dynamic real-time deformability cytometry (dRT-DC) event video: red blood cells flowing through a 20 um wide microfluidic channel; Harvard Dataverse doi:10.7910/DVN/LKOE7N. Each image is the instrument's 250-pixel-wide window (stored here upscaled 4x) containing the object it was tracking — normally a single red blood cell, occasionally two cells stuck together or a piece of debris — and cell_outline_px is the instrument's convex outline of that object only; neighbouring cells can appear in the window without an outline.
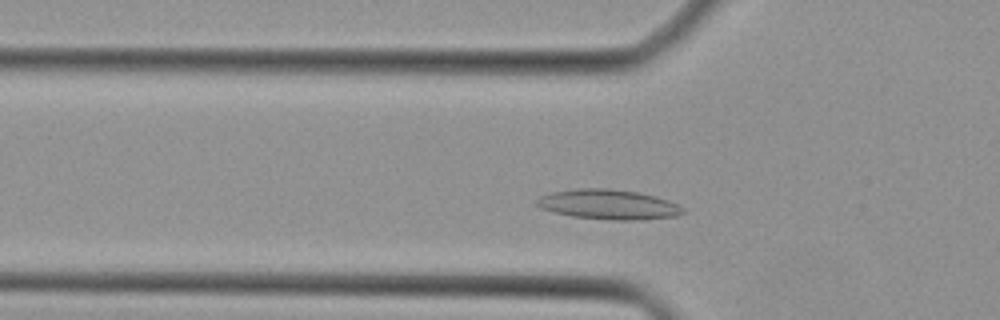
{"species": "Egyptian fruit bat (a non-hibernating species)", "species_latin": "Rousettus aegyptiacus", "temperature_condition": "cold", "stored_images_in_passage": 38, "segment_of_instrument_passage": [1, 2], "camera_frame_rate_fps": 3000, "um_per_image_px": 0.085, "animal": {"sex": "female"}, "frame": {"image": 1, "passage_image": 7, "time_ms": 2.0, "image_size_px": [1000, 320], "cell_outline_px": [[688, 212], [676, 216], [632, 220], [612, 220], [572, 216], [552, 212], [540, 208], [536, 204], [536, 200], [540, 196], [552, 192], [576, 188], [612, 188], [636, 192], [656, 196], [668, 200], [684, 208]], "centroid_in_image_um": [51.71, 17.37], "position_along_channel_um": 74.1, "area_um2": 25.55}}
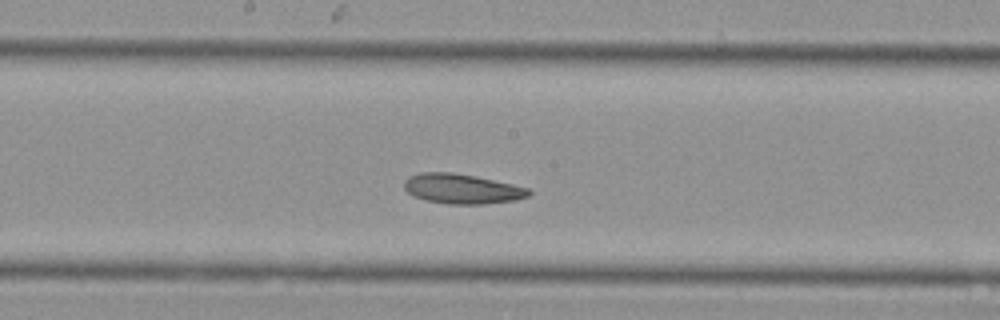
{"frame": {"image": 2, "passage_image": 16, "time_ms": 5.0, "image_size_px": [1000, 320], "cell_outline_px": [[532, 192], [528, 196], [516, 200], [484, 204], [448, 204], [428, 200], [416, 196], [408, 192], [404, 188], [404, 180], [408, 176], [420, 172], [452, 172], [476, 176], [512, 184], [528, 188]], "centroid_in_image_um": [39.27, 16.04], "position_along_channel_um": 208.9, "area_um2": 21.62}}
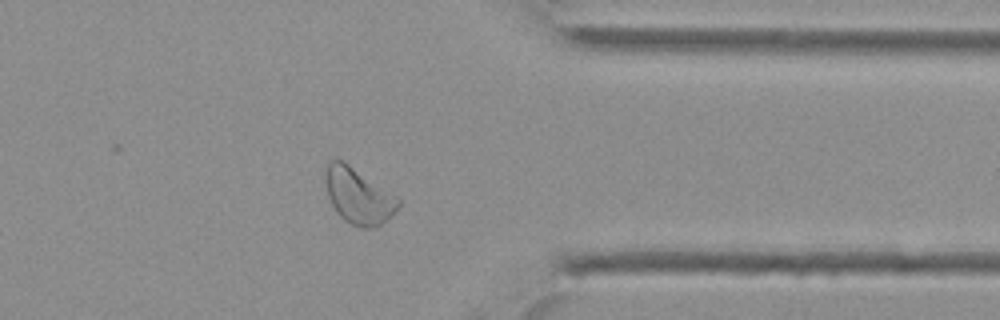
{"frame": {"image": 3, "passage_image": 28, "time_ms": 9.0, "image_size_px": [1000, 320], "cell_outline_px": [[400, 204], [376, 228], [360, 228], [344, 220], [336, 212], [328, 196], [324, 180], [324, 172], [328, 160], [340, 160], [348, 164], [396, 196], [400, 200]], "centroid_in_image_um": [30.4, 16.65], "position_along_channel_um": 381.0, "area_um2": 23.24}}